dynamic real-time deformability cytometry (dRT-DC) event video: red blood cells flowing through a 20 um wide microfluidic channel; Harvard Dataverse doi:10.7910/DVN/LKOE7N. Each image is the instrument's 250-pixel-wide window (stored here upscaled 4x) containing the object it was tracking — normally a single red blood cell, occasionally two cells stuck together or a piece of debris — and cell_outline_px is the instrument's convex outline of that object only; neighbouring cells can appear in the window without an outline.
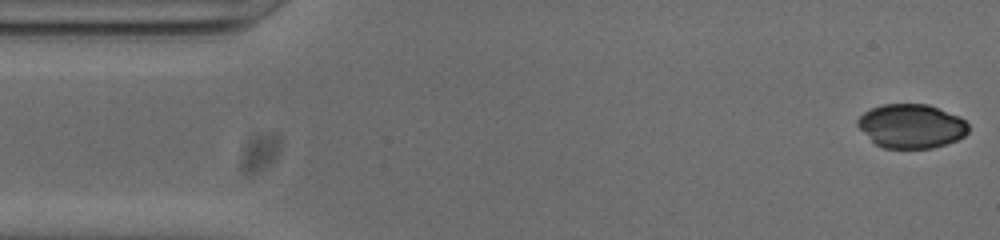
{"species": "common noctule bat (a hibernating species)", "species_latin": "Nyctalus noctula", "temperature_condition": "cold", "stored_images_in_passage": 52, "camera_frame_rate_fps": 3000, "um_per_image_px": 0.085, "animal": {"sex": "male", "body_mass_g": 20.0, "forearm_length_mm": 53.3}, "frame": {"image": 1, "passage_image": 1, "time_ms": 0.0, "image_size_px": [1000, 240], "cell_outline_px": [[968, 132], [964, 136], [956, 140], [932, 148], [884, 148], [876, 144], [856, 124], [856, 120], [864, 112], [872, 108], [884, 104], [928, 104], [960, 116], [968, 124]], "centroid_in_image_um": [77.47, 10.71], "position_along_channel_um": 7.5, "area_um2": 28.26}}
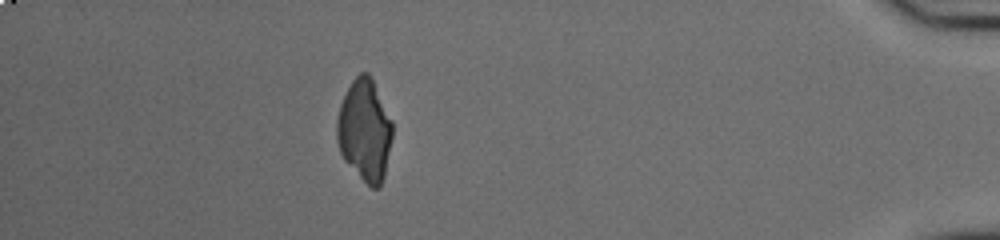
{"frame": {"image": 2, "passage_image": 46, "time_ms": 15.0, "image_size_px": [1000, 240], "cell_outline_px": [[392, 136], [384, 176], [380, 188], [372, 188], [344, 160], [340, 152], [336, 140], [336, 120], [340, 104], [352, 80], [360, 72], [368, 72], [392, 120]], "centroid_in_image_um": [30.98, 11.07], "position_along_channel_um": 404.2, "area_um2": 32.66}}